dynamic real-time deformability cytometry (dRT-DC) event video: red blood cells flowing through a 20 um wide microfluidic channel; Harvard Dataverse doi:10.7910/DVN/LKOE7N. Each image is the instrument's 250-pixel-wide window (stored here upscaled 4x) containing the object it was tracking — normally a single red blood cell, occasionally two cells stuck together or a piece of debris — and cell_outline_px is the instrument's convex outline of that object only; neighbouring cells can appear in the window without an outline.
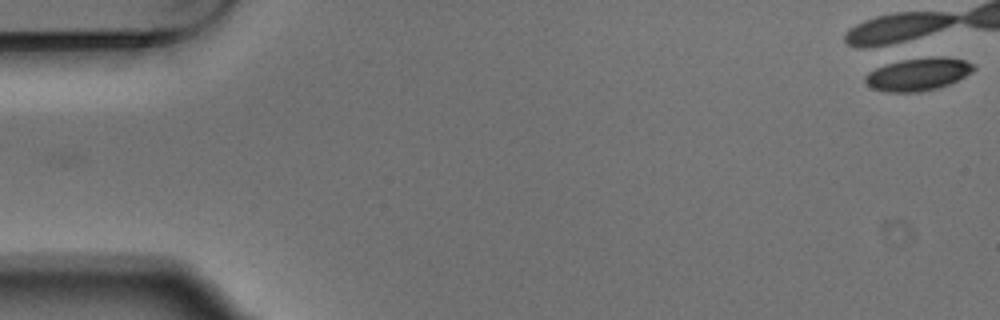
{"species": "Egyptian fruit bat (a non-hibernating species)", "species_latin": "Rousettus aegyptiacus", "temperature_condition": "warm", "stored_images_in_passage": 2, "camera_frame_rate_fps": 3000, "um_per_image_px": 0.085, "animal": {"sex": "male"}, "frame": {"image": 1, "passage_image": 2, "time_ms": 0.333, "image_size_px": [1000, 320], "cell_outline_px": [[976, 68], [972, 72], [948, 84], [936, 88], [920, 92], [884, 92], [872, 88], [864, 80], [864, 76], [868, 72], [884, 64], [908, 56], [944, 56], [964, 60], [972, 64]], "centroid_in_image_um": [77.99, 6.27], "position_along_channel_um": 7.0, "area_um2": 21.15}}